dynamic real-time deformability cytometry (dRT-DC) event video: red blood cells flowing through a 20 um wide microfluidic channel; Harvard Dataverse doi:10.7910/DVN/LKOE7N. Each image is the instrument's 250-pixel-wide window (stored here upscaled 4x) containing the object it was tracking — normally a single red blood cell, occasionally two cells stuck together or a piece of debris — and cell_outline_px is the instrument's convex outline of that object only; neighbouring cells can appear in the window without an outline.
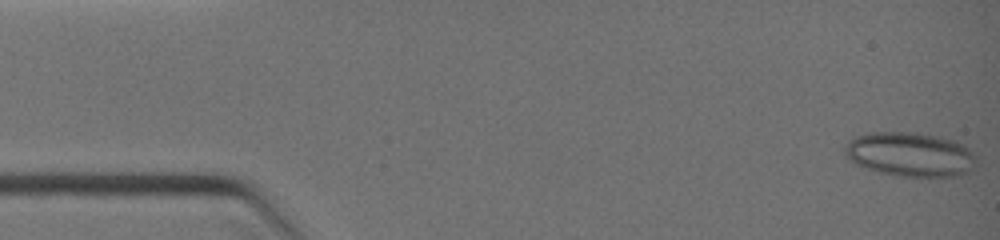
{"species": "common noctule bat (a hibernating species)", "species_latin": "Nyctalus noctula", "temperature_condition": "warm", "stored_images_in_passage": 5, "camera_frame_rate_fps": 3000, "um_per_image_px": 0.085, "animal": {"sex": "female", "body_mass_g": 19.0, "forearm_length_mm": 51.5}, "frame": {"image": 1, "passage_image": 1, "time_ms": 0.0, "image_size_px": [1000, 240], "cell_outline_px": [[976, 160], [968, 172], [960, 176], [900, 176], [880, 172], [856, 164], [844, 156], [844, 148], [848, 140], [856, 136], [868, 132], [916, 132], [936, 136], [952, 140], [968, 148], [976, 156]], "centroid_in_image_um": [77.32, 13.11], "position_along_channel_um": 7.7, "area_um2": 33.81}}
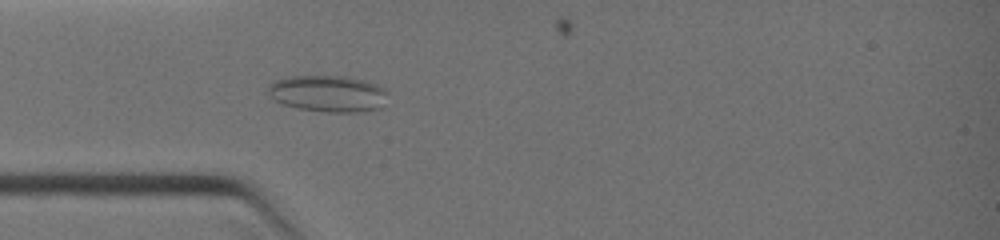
{"frame": {"image": 2, "passage_image": 5, "time_ms": 3.333, "image_size_px": [1000, 240], "cell_outline_px": [[384, 92], [380, 108], [360, 112], [324, 112], [300, 108], [284, 104], [276, 100], [268, 92], [268, 84], [272, 80], [288, 76], [344, 76], [364, 80], [376, 84], [384, 88]], "centroid_in_image_um": [27.82, 7.94], "position_along_channel_um": 57.2, "area_um2": 25.2}}